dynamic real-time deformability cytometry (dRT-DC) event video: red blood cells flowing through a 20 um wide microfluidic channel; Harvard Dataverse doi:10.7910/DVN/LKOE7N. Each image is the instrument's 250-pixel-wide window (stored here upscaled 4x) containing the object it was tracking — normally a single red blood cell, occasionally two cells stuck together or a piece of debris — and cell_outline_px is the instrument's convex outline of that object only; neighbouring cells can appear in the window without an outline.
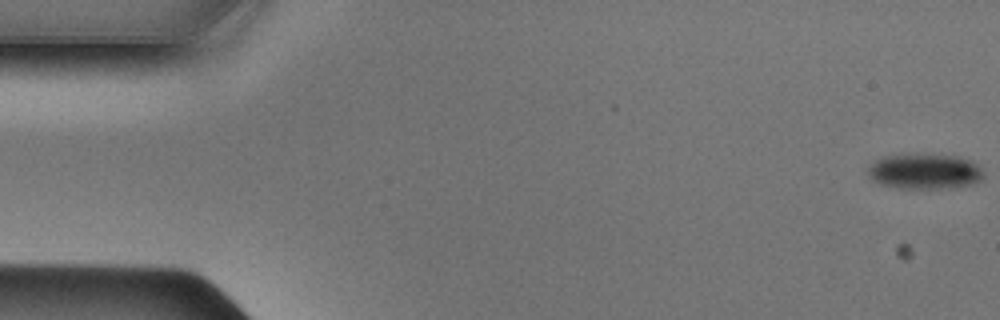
{"species": "Egyptian fruit bat (a non-hibernating species)", "species_latin": "Rousettus aegyptiacus", "temperature_condition": "cold", "stored_images_in_passage": 49, "camera_frame_rate_fps": 3000, "um_per_image_px": 0.085, "animal": {"sex": "male"}, "frame": {"image": 1, "passage_image": 1, "time_ms": 0.0, "image_size_px": [1000, 320], "cell_outline_px": [[984, 176], [980, 180], [972, 184], [936, 188], [900, 188], [880, 184], [872, 180], [868, 176], [868, 168], [876, 160], [884, 156], [916, 152], [960, 156], [972, 160], [984, 172]], "centroid_in_image_um": [78.59, 14.52], "position_along_channel_um": 6.4, "area_um2": 24.22}}
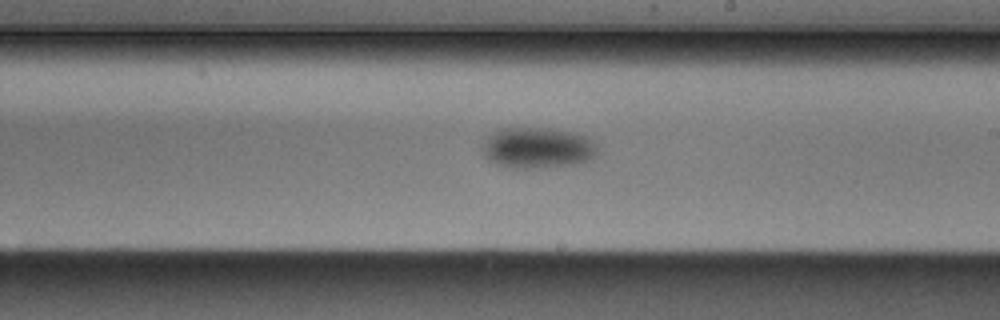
{"frame": {"image": 2, "passage_image": 28, "time_ms": 9.0, "image_size_px": [1000, 320], "cell_outline_px": [[600, 144], [596, 156], [588, 160], [576, 164], [532, 168], [512, 168], [496, 164], [488, 160], [484, 156], [480, 148], [496, 132], [504, 128], [548, 128], [576, 132], [588, 136]], "centroid_in_image_um": [45.78, 12.57], "position_along_channel_um": 243.2, "area_um2": 27.63}}
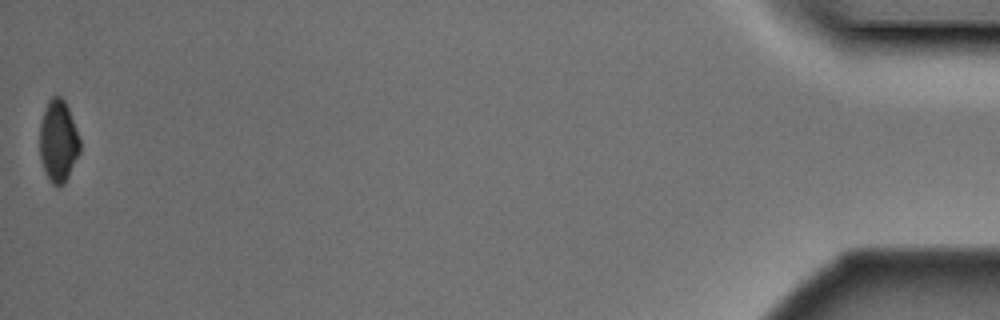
{"frame": {"image": 3, "passage_image": 49, "time_ms": 16.0, "image_size_px": [1000, 320], "cell_outline_px": [[80, 152], [64, 184], [52, 184], [44, 168], [40, 156], [40, 124], [48, 100], [52, 96], [60, 96], [64, 100], [68, 108], [80, 140]], "centroid_in_image_um": [4.96, 11.97], "position_along_channel_um": 430.2, "area_um2": 18.79}}